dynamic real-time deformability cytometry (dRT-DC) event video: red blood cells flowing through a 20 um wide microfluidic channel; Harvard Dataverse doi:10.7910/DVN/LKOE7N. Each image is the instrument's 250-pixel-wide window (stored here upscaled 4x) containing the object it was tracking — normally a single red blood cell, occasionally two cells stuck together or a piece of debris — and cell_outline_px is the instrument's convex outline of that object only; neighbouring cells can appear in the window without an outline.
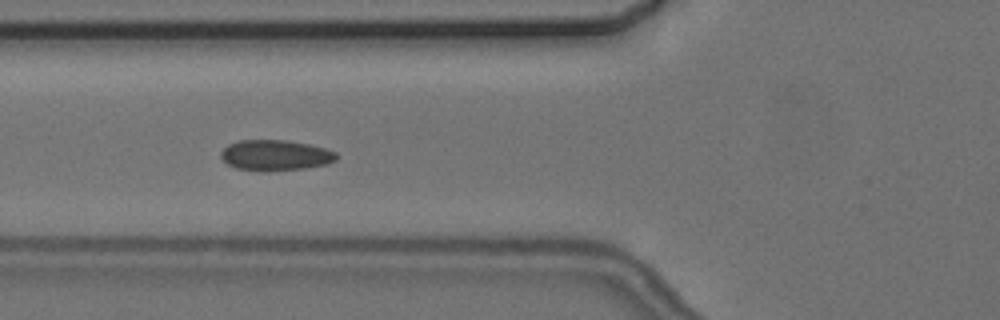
{"species": "common noctule bat (a hibernating species)", "species_latin": "Nyctalus noctula", "temperature_condition": "cold", "stored_images_in_passage": 15, "camera_frame_rate_fps": 3000, "um_per_image_px": 0.085, "animal": {"sex": "female", "body_mass_g": 24.6, "forearm_length_mm": 56.2}, "frame": {"image": 1, "passage_image": 5, "time_ms": 5.667, "image_size_px": [1000, 320], "cell_outline_px": [[336, 160], [324, 164], [304, 168], [268, 172], [260, 172], [236, 168], [228, 164], [220, 156], [220, 152], [228, 144], [240, 140], [288, 140], [308, 144], [324, 148], [336, 152]], "centroid_in_image_um": [23.36, 13.2], "position_along_channel_um": 102.4, "area_um2": 20.69}}
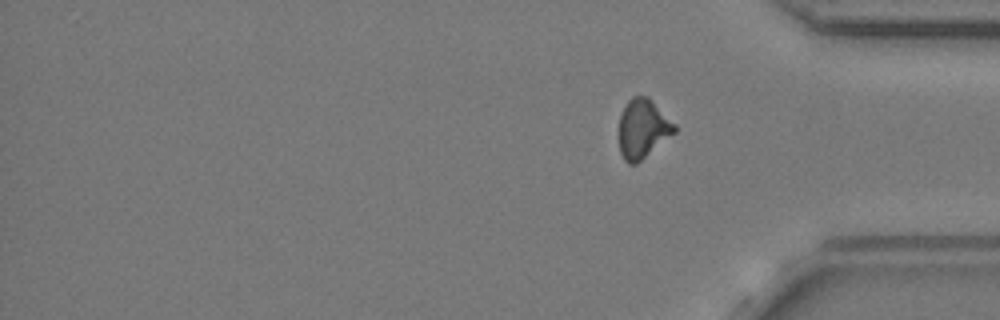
{"frame": {"image": 2, "passage_image": 15, "time_ms": 18.333, "image_size_px": [1000, 320], "cell_outline_px": [[676, 132], [636, 164], [628, 164], [624, 160], [620, 152], [620, 116], [628, 100], [632, 96], [648, 96], [676, 124]], "centroid_in_image_um": [54.66, 10.93], "position_along_channel_um": 380.5, "area_um2": 19.02}, "authors_computed_cell_mechanics": {"area_um2": 20.23, "velocity_mm_per_s": 3.6339, "shape_relaxation_time_tau1_ms": 2.5676, "shape_relaxation_time_tau2_ms": 2.0295, "deformation_change_tau1": 0.0428, "deformation_change_tau2": 0.0491}}